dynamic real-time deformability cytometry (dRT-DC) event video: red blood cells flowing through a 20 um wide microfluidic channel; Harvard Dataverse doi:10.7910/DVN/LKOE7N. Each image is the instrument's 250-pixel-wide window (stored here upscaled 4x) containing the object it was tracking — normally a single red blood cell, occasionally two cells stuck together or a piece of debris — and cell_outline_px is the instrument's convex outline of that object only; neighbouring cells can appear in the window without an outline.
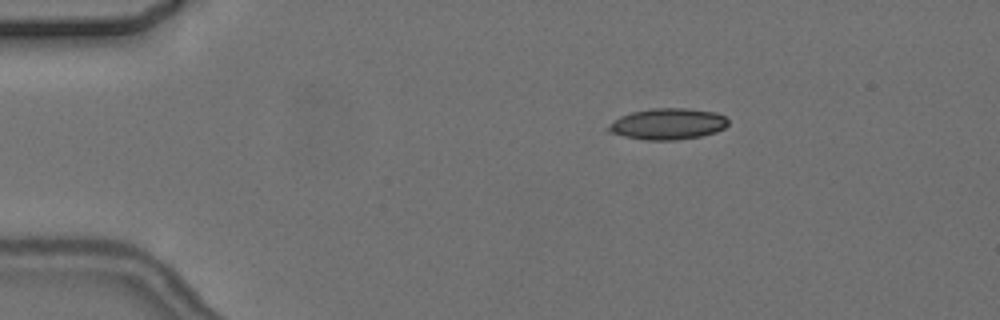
{"species": "common noctule bat (a hibernating species)", "species_latin": "Nyctalus noctula", "temperature_condition": "cold", "stored_images_in_passage": 4, "camera_frame_rate_fps": 3000, "um_per_image_px": 0.085, "animal": {"sex": "female", "body_mass_g": 24.6, "forearm_length_mm": 56.2}, "frame": {"image": 1, "passage_image": 3, "time_ms": 2.333, "image_size_px": [1000, 320], "cell_outline_px": [[728, 124], [724, 128], [716, 132], [700, 136], [676, 140], [644, 140], [624, 136], [608, 132], [604, 128], [620, 116], [632, 112], [652, 108], [684, 108], [716, 112], [724, 116], [728, 120]], "centroid_in_image_um": [56.74, 10.54], "position_along_channel_um": 28.3, "area_um2": 21.85}}